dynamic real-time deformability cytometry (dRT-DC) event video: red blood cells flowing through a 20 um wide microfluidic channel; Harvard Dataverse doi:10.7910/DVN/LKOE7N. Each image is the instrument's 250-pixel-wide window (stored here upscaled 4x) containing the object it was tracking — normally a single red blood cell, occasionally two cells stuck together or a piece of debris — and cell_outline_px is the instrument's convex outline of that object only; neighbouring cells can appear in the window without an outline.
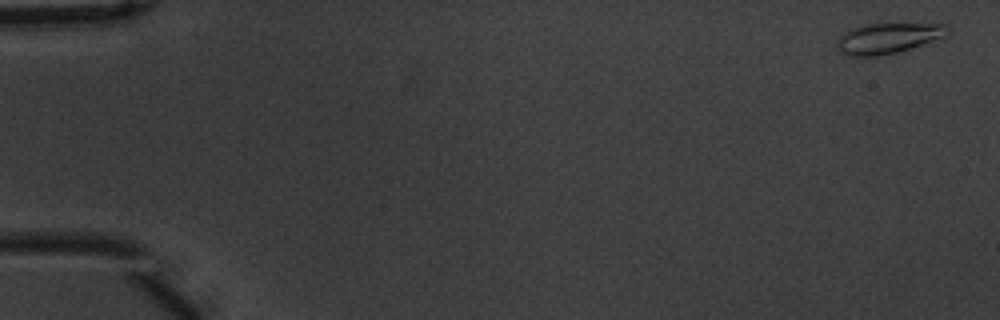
{"species": "common noctule bat (a hibernating species)", "species_latin": "Nyctalus noctula", "temperature_condition": "warm", "stored_images_in_passage": 54, "camera_frame_rate_fps": 3000, "um_per_image_px": 0.085, "animal": {"sex": "male", "body_mass_g": 20.1, "forearm_length_mm": 53.5}, "frame": {"image": 1, "passage_image": 1, "time_ms": 0.0, "image_size_px": [1000, 320], "cell_outline_px": [[952, 28], [944, 36], [896, 52], [880, 56], [848, 56], [840, 52], [836, 44], [836, 40], [844, 32], [852, 28], [868, 24], [944, 24]], "centroid_in_image_um": [75.42, 3.25], "position_along_channel_um": 9.6, "area_um2": 19.31}}
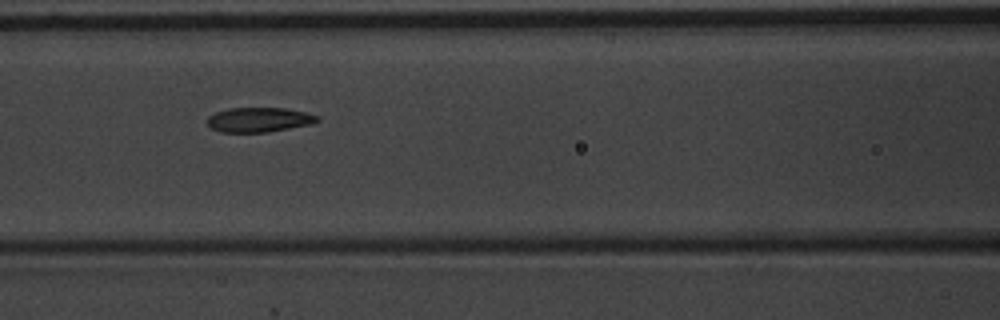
{"frame": {"image": 2, "passage_image": 24, "time_ms": 7.667, "image_size_px": [1000, 320], "cell_outline_px": [[320, 120], [312, 124], [268, 132], [220, 132], [212, 128], [208, 124], [208, 116], [216, 112], [228, 108], [284, 108], [304, 112], [320, 116]], "centroid_in_image_um": [22.03, 10.18], "position_along_channel_um": 144.6, "area_um2": 15.78}}
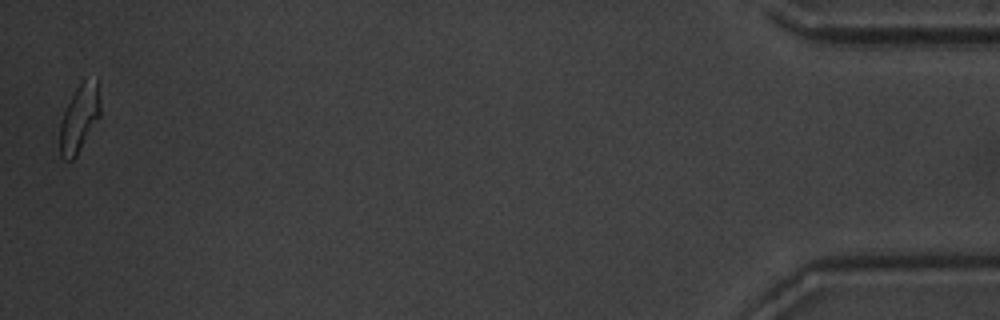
{"frame": {"image": 3, "passage_image": 54, "time_ms": 17.667, "image_size_px": [1000, 320], "cell_outline_px": [[100, 116], [76, 156], [72, 160], [64, 160], [60, 156], [60, 124], [64, 112], [76, 88], [84, 80], [96, 80], [100, 100]], "centroid_in_image_um": [6.74, 10.1], "position_along_channel_um": 428.5, "area_um2": 15.49}, "authors_computed_cell_mechanics": {"area_um2": 16.5886, "velocity_mm_per_s": 3.705, "shape_relaxation_time_tau1_ms": 7.2039, "shape_relaxation_time_tau2_ms": 2.0981, "deformation_change_tau1": 0.1799, "deformation_change_tau2": 0.0734}}